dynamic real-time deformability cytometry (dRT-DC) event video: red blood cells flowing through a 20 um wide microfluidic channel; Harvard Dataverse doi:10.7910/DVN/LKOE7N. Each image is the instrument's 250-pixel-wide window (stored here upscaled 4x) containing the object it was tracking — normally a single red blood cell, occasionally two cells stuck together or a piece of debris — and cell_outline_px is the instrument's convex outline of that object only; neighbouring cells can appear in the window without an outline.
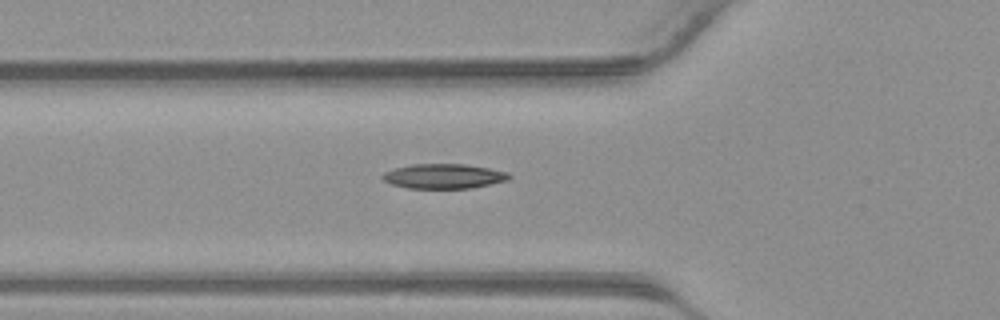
{"species": "common noctule bat (a hibernating species)", "species_latin": "Nyctalus noctula", "temperature_condition": "warm", "stored_images_in_passage": 26, "camera_frame_rate_fps": 3000, "um_per_image_px": 0.085, "animal": {"sex": "male", "body_mass_g": 23.1, "forearm_length_mm": 52.7}, "frame": {"image": 1, "passage_image": 3, "time_ms": 0.667, "image_size_px": [1000, 320], "cell_outline_px": [[512, 176], [508, 180], [472, 188], [408, 188], [392, 184], [384, 180], [380, 176], [384, 172], [396, 168], [412, 164], [464, 164], [488, 168], [508, 172]], "centroid_in_image_um": [37.73, 14.98], "position_along_channel_um": 88.1, "area_um2": 18.15}}
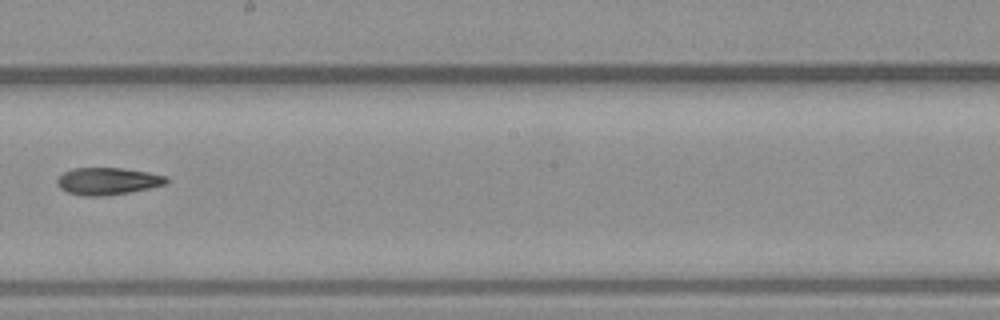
{"frame": {"image": 2, "passage_image": 12, "time_ms": 3.667, "image_size_px": [1000, 320], "cell_outline_px": [[168, 180], [164, 184], [148, 188], [128, 192], [104, 196], [80, 196], [68, 192], [60, 188], [56, 184], [56, 180], [64, 172], [72, 168], [124, 168], [148, 172], [168, 176]], "centroid_in_image_um": [9.12, 15.39], "position_along_channel_um": 239.1, "area_um2": 17.28}}
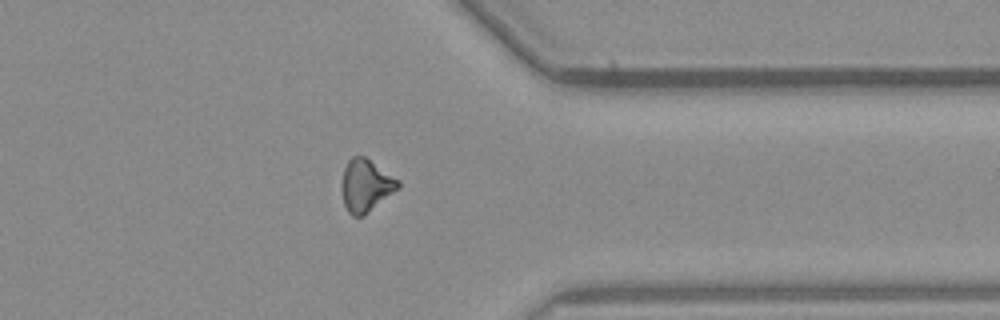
{"frame": {"image": 3, "passage_image": 21, "time_ms": 6.667, "image_size_px": [1000, 320], "cell_outline_px": [[400, 188], [364, 216], [352, 216], [348, 212], [344, 204], [340, 188], [340, 184], [344, 168], [348, 160], [352, 156], [364, 156], [400, 180]], "centroid_in_image_um": [31.08, 15.78], "position_along_channel_um": 380.3, "area_um2": 17.51}}